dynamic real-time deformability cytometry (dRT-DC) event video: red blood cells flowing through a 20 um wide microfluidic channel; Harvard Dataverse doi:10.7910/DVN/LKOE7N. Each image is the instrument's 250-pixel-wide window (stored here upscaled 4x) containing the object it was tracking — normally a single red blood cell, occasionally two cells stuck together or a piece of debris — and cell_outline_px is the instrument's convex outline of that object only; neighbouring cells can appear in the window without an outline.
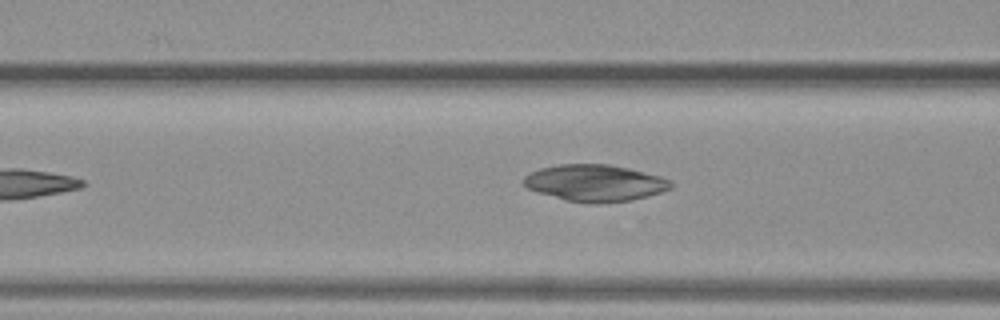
{"species": "common noctule bat (a hibernating species)", "species_latin": "Nyctalus noctula", "temperature_condition": "warm", "stored_images_in_passage": 31, "camera_frame_rate_fps": 3000, "um_per_image_px": 0.085, "animal": {"sex": "female", "body_mass_g": 19.3, "forearm_length_mm": 54.1}, "frame": {"image": 1, "passage_image": 5, "time_ms": 1.333, "image_size_px": [1000, 320], "cell_outline_px": [[672, 188], [648, 196], [632, 200], [600, 204], [592, 204], [564, 200], [536, 192], [528, 188], [520, 180], [524, 176], [540, 168], [560, 164], [608, 164], [628, 168], [660, 176], [672, 180]], "centroid_in_image_um": [50.56, 15.56], "position_along_channel_um": 116.0, "area_um2": 31.73}}
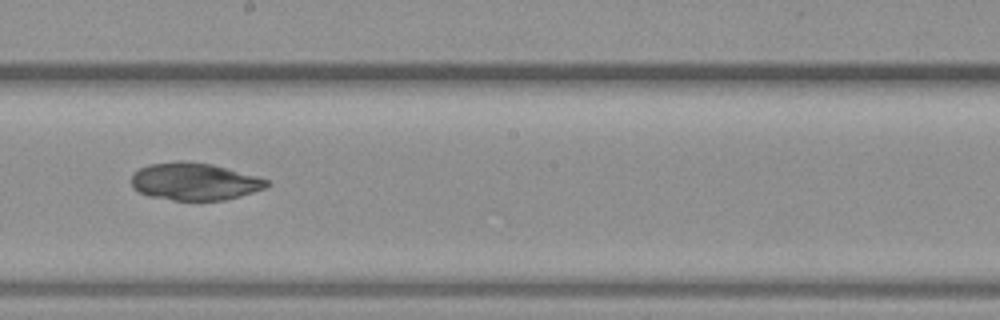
{"frame": {"image": 2, "passage_image": 13, "time_ms": 4.0, "image_size_px": [1000, 320], "cell_outline_px": [[272, 184], [264, 188], [240, 196], [224, 200], [172, 200], [148, 196], [136, 192], [132, 188], [132, 176], [140, 168], [148, 164], [180, 160], [184, 160], [212, 164], [228, 168], [256, 176], [268, 180]], "centroid_in_image_um": [16.51, 15.42], "position_along_channel_um": 231.7, "area_um2": 29.65}}
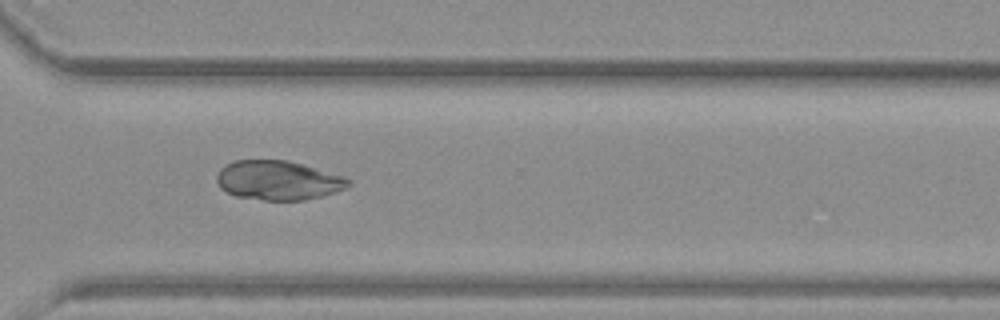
{"frame": {"image": 3, "passage_image": 21, "time_ms": 6.667, "image_size_px": [1000, 320], "cell_outline_px": [[352, 184], [344, 188], [320, 196], [304, 200], [264, 200], [236, 196], [220, 188], [216, 180], [216, 176], [220, 168], [224, 164], [236, 160], [288, 160], [344, 176], [352, 180]], "centroid_in_image_um": [23.61, 15.32], "position_along_channel_um": 347.0, "area_um2": 30.11}}